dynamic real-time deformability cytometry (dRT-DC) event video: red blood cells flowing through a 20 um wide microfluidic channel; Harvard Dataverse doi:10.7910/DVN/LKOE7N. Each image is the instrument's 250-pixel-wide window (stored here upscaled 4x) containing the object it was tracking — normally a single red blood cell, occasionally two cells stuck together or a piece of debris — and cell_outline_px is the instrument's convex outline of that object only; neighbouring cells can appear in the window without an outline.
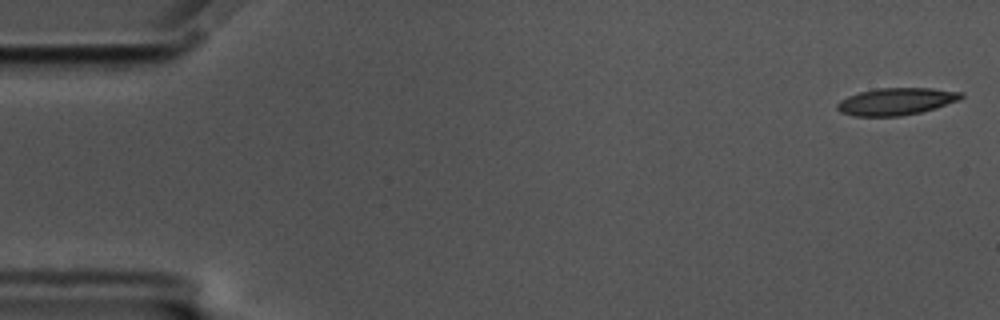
{"species": "common noctule bat (a hibernating species)", "species_latin": "Nyctalus noctula", "temperature_condition": "cold", "stored_images_in_passage": 57, "camera_frame_rate_fps": 3000, "um_per_image_px": 0.085, "animal": {"sex": "male", "body_mass_g": 17.5, "forearm_length_mm": 52.3}, "frame": {"image": 1, "passage_image": 1, "time_ms": 0.0, "image_size_px": [1000, 320], "cell_outline_px": [[964, 96], [960, 100], [936, 108], [920, 112], [900, 116], [852, 116], [840, 112], [836, 108], [836, 104], [840, 100], [848, 96], [860, 92], [876, 88], [932, 88], [964, 92]], "centroid_in_image_um": [76.19, 8.62], "position_along_channel_um": 8.8, "area_um2": 19.77}}
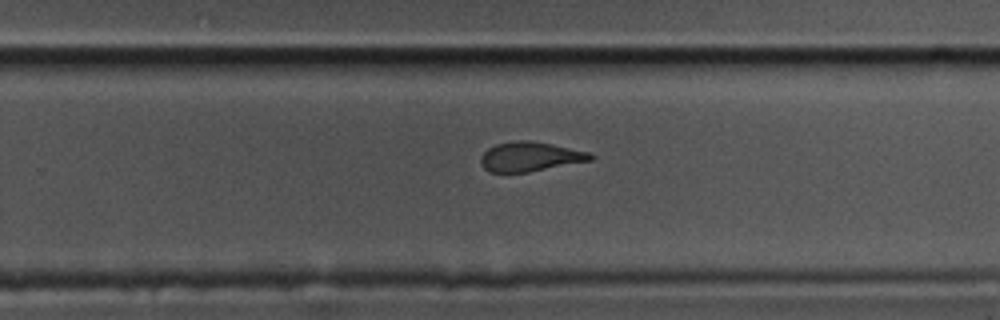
{"frame": {"image": 2, "passage_image": 36, "time_ms": 11.667, "image_size_px": [1000, 320], "cell_outline_px": [[596, 156], [592, 160], [528, 172], [488, 172], [480, 164], [480, 156], [488, 148], [496, 144], [516, 140], [528, 140], [552, 144], [588, 152]], "centroid_in_image_um": [45.03, 13.31], "position_along_channel_um": 284.8, "area_um2": 18.84}}
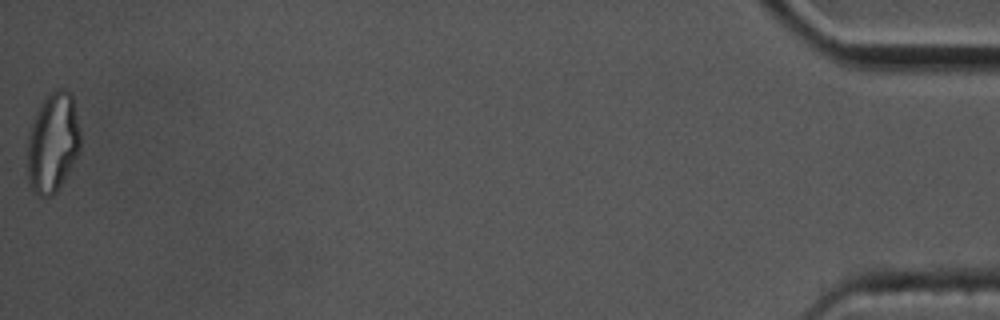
{"frame": {"image": 3, "passage_image": 57, "time_ms": 18.667, "image_size_px": [1000, 320], "cell_outline_px": [[80, 152], [64, 180], [56, 192], [52, 196], [40, 196], [32, 192], [28, 188], [28, 132], [36, 112], [44, 96], [48, 92], [56, 88], [64, 88], [72, 96], [80, 132]], "centroid_in_image_um": [4.47, 12.13], "position_along_channel_um": 430.7, "area_um2": 31.27}, "authors_computed_cell_mechanics": {"area_um2": 20.0566, "velocity_mm_per_s": 3.4862, "shape_relaxation_time_tau1_ms": 5.9431, "shape_relaxation_time_tau2_ms": 2.6427, "deformation_change_tau1": 0.1887, "deformation_change_tau2": 0.1114}}